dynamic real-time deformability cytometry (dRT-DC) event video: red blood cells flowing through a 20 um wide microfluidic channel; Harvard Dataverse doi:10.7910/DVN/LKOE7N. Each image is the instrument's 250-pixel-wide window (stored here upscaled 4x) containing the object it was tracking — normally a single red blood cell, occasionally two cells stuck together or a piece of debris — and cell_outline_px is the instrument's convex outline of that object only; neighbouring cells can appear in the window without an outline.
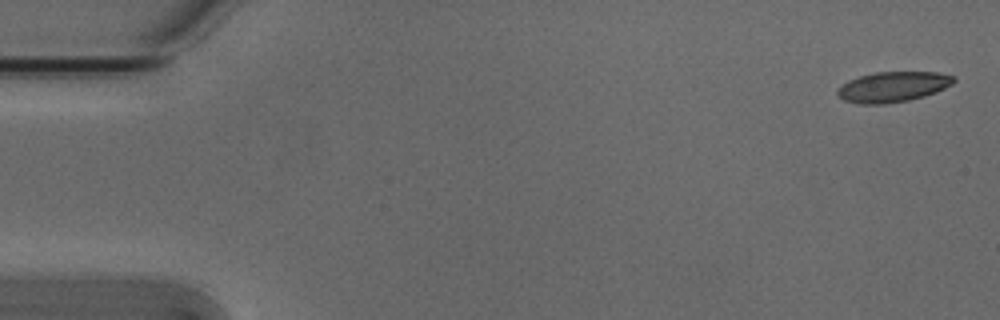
{"species": "Egyptian fruit bat (a non-hibernating species)", "species_latin": "Rousettus aegyptiacus", "temperature_condition": "cold", "stored_images_in_passage": 6, "segment_of_instrument_passage": [1, 2], "camera_frame_rate_fps": 3000, "um_per_image_px": 0.085, "animal": {"sex": "male"}, "frame": {"image": 1, "passage_image": 1, "time_ms": 0.0, "image_size_px": [1000, 320], "cell_outline_px": [[956, 80], [952, 84], [936, 92], [924, 96], [908, 100], [884, 104], [860, 104], [844, 100], [836, 92], [848, 80], [860, 76], [876, 72], [936, 72], [956, 76]], "centroid_in_image_um": [75.93, 7.38], "position_along_channel_um": 9.1, "area_um2": 20.4}}
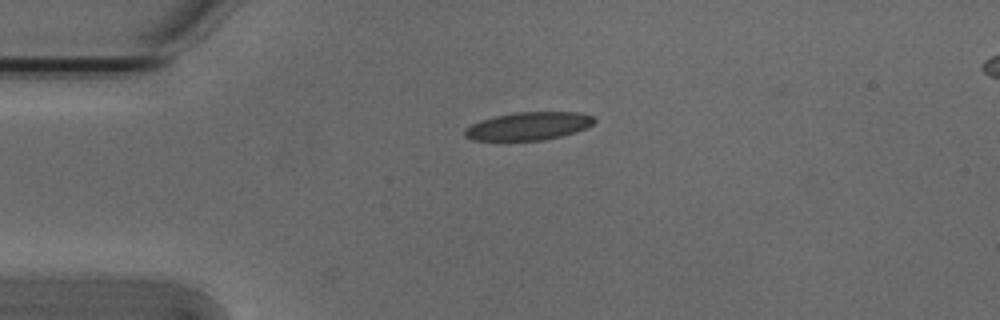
{"frame": {"image": 2, "passage_image": 4, "time_ms": 1.0, "image_size_px": [1000, 320], "cell_outline_px": [[596, 120], [592, 124], [584, 128], [560, 136], [544, 140], [472, 140], [464, 136], [464, 128], [480, 120], [496, 116], [516, 112], [580, 112], [592, 116]], "centroid_in_image_um": [44.88, 10.71], "position_along_channel_um": 40.1, "area_um2": 20.92}}